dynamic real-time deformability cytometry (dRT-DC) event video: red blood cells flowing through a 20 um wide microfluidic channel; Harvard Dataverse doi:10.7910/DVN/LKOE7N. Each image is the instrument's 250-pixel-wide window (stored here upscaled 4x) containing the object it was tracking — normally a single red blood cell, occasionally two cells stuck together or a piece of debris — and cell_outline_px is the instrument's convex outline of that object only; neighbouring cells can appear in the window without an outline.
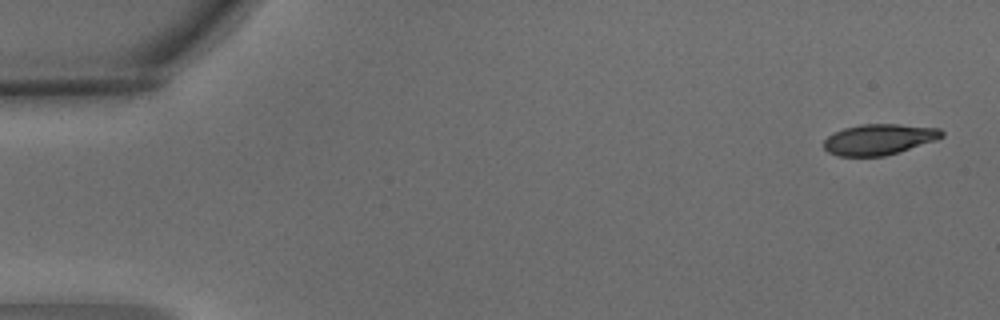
{"species": "common noctule bat (a hibernating species)", "species_latin": "Nyctalus noctula", "temperature_condition": "warm", "stored_images_in_passage": 5, "camera_frame_rate_fps": 3000, "um_per_image_px": 0.085, "animal": {"sex": "male", "body_mass_g": 15.6}, "frame": {"image": 1, "passage_image": 1, "time_ms": 0.0, "image_size_px": [1000, 320], "cell_outline_px": [[944, 136], [936, 140], [884, 156], [836, 156], [828, 152], [824, 148], [824, 140], [828, 136], [844, 128], [860, 124], [896, 124], [940, 128], [944, 132]], "centroid_in_image_um": [74.71, 11.84], "position_along_channel_um": 10.3, "area_um2": 21.04}}
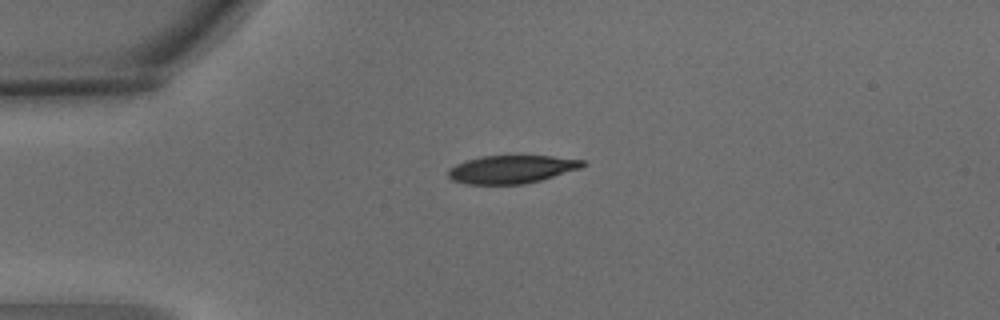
{"frame": {"image": 2, "passage_image": 4, "time_ms": 1.0, "image_size_px": [1000, 320], "cell_outline_px": [[584, 164], [580, 168], [540, 180], [524, 184], [468, 184], [452, 180], [448, 176], [448, 168], [464, 160], [484, 156], [552, 156], [584, 160]], "centroid_in_image_um": [43.43, 14.39], "position_along_channel_um": 41.6, "area_um2": 21.79}}